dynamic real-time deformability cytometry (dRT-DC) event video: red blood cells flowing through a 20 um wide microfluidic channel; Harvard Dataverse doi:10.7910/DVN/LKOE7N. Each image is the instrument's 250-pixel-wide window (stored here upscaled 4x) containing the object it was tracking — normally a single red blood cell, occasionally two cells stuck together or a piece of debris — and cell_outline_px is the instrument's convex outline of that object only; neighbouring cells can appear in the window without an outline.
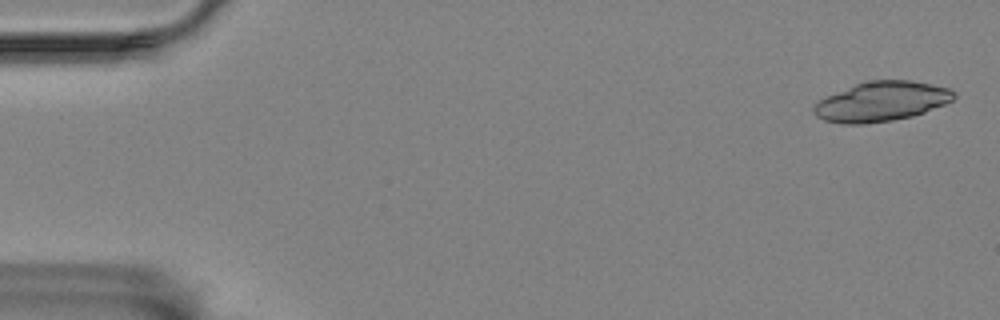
{"species": "Egyptian fruit bat (a non-hibernating species)", "species_latin": "Rousettus aegyptiacus", "temperature_condition": "room temperature", "stored_images_in_passage": 29, "camera_frame_rate_fps": 3000, "um_per_image_px": 0.085, "animal": {"sex": "female"}, "frame": {"image": 1, "passage_image": 2, "time_ms": 0.333, "image_size_px": [1000, 320], "cell_outline_px": [[956, 96], [952, 100], [944, 104], [924, 112], [912, 116], [892, 120], [864, 124], [844, 124], [824, 120], [816, 116], [812, 112], [812, 108], [820, 100], [828, 96], [864, 80], [912, 80], [932, 84], [948, 88], [956, 92]], "centroid_in_image_um": [74.93, 8.62], "position_along_channel_um": 10.1, "area_um2": 32.31}}